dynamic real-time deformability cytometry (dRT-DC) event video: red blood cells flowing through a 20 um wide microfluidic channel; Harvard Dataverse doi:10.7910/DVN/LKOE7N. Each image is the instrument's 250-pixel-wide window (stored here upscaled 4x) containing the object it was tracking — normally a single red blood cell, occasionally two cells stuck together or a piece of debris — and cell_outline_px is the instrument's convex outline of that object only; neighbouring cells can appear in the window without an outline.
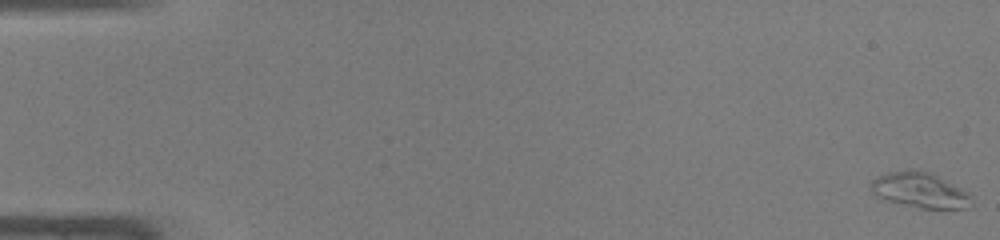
{"species": "common noctule bat (a hibernating species)", "species_latin": "Nyctalus noctula", "temperature_condition": "warm", "stored_images_in_passage": 49, "camera_frame_rate_fps": 3000, "um_per_image_px": 0.085, "animal": {"sex": "male", "body_mass_g": 19.0, "forearm_length_mm": 50.8}, "frame": {"image": 1, "passage_image": 1, "time_ms": 0.0, "image_size_px": [1000, 240], "cell_outline_px": [[972, 204], [964, 208], [920, 208], [888, 200], [876, 196], [872, 192], [872, 180], [876, 176], [888, 172], [912, 168], [920, 168], [932, 172], [964, 192], [968, 196]], "centroid_in_image_um": [78.12, 16.12], "position_along_channel_um": 6.9, "area_um2": 20.35}}
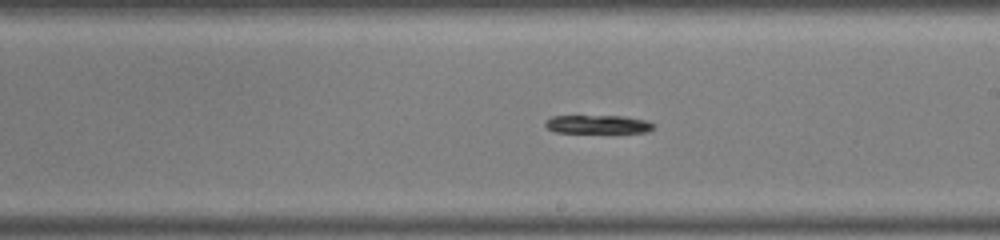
{"frame": {"image": 2, "passage_image": 29, "time_ms": 9.333, "image_size_px": [1000, 240], "cell_outline_px": [[656, 124], [648, 132], [556, 132], [548, 128], [544, 124], [544, 120], [552, 116], [624, 116], [648, 120]], "centroid_in_image_um": [50.83, 10.55], "position_along_channel_um": 238.2, "area_um2": 11.62}}
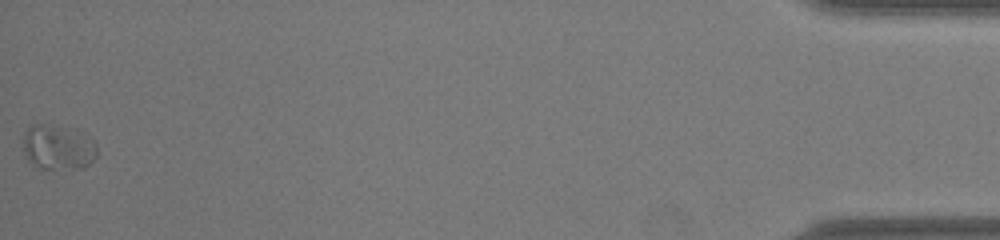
{"frame": {"image": 3, "passage_image": 49, "time_ms": 16.0, "image_size_px": [1000, 240], "cell_outline_px": [[96, 156], [84, 168], [44, 168], [32, 164], [28, 160], [24, 152], [24, 132], [28, 128], [36, 124], [44, 124], [76, 128], [92, 140], [96, 144]], "centroid_in_image_um": [4.94, 12.49], "position_along_channel_um": 430.3, "area_um2": 19.25}}